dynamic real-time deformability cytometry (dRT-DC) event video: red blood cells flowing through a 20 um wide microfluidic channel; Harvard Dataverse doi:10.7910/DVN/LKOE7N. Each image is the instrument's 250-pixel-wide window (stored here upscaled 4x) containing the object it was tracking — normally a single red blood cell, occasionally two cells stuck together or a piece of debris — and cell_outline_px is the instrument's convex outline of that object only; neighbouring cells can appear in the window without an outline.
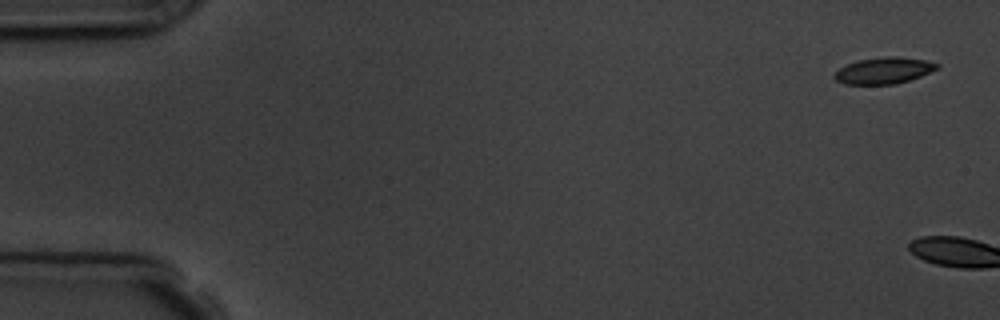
{"species": "common noctule bat (a hibernating species)", "species_latin": "Nyctalus noctula", "temperature_condition": "room temperature", "stored_images_in_passage": 10, "camera_frame_rate_fps": 3000, "um_per_image_px": 0.085, "animal": {"sex": "male", "body_mass_g": 19.5, "forearm_length_mm": 54.6}, "frame": {"image": 1, "passage_image": 1, "time_ms": 0.0, "image_size_px": [1000, 320], "cell_outline_px": [[940, 68], [920, 76], [896, 84], [844, 84], [836, 80], [832, 76], [840, 68], [848, 64], [860, 60], [884, 56], [896, 56], [924, 60], [940, 64]], "centroid_in_image_um": [75.14, 6.0], "position_along_channel_um": 9.9, "area_um2": 15.66}}
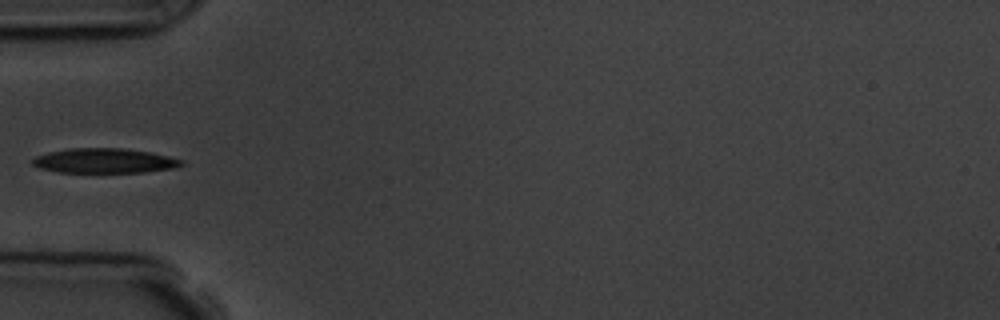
{"frame": {"image": 2, "passage_image": 6, "time_ms": 6.667, "image_size_px": [1000, 320], "cell_outline_px": [[184, 164], [172, 168], [144, 172], [60, 172], [40, 168], [32, 164], [28, 160], [36, 156], [48, 152], [68, 148], [124, 148], [148, 152], [168, 156], [184, 160]], "centroid_in_image_um": [8.83, 13.66], "position_along_channel_um": 76.2, "area_um2": 21.44}}
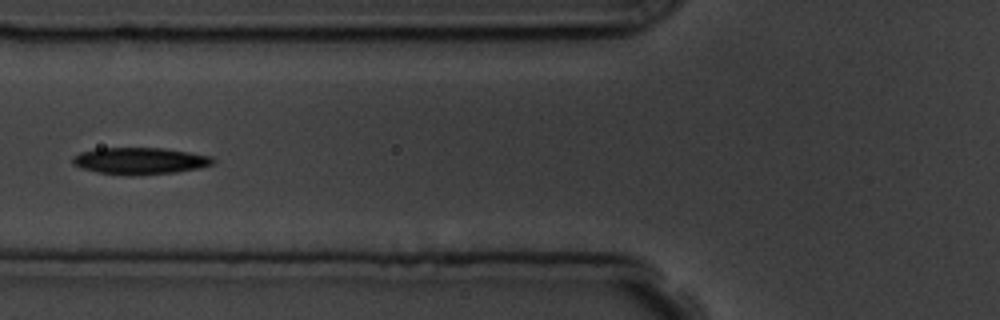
{"frame": {"image": 3, "passage_image": 7, "time_ms": 7.667, "image_size_px": [1000, 320], "cell_outline_px": [[216, 160], [212, 164], [200, 168], [176, 172], [132, 176], [96, 172], [80, 168], [72, 164], [72, 156], [80, 152], [96, 148], [164, 148], [212, 156]], "centroid_in_image_um": [11.86, 13.68], "position_along_channel_um": 113.9, "area_um2": 22.14}}